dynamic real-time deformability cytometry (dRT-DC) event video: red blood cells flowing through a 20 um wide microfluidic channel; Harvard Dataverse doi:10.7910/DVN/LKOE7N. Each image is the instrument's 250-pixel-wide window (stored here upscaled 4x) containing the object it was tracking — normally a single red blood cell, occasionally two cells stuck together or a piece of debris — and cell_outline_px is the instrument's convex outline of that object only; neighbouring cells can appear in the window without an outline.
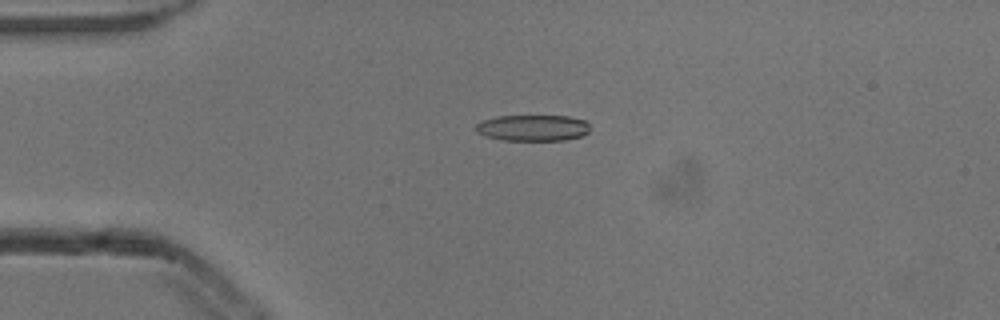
{"species": "common noctule bat (a hibernating species)", "species_latin": "Nyctalus noctula", "temperature_condition": "cold", "stored_images_in_passage": 2, "camera_frame_rate_fps": 3000, "um_per_image_px": 0.085, "animal": {"sex": "male", "body_mass_g": 13.3}, "frame": {"image": 1, "passage_image": 1, "time_ms": 0.0, "image_size_px": [1000, 320], "cell_outline_px": [[588, 132], [580, 136], [564, 140], [500, 140], [484, 136], [476, 132], [476, 124], [484, 120], [496, 116], [568, 116], [584, 120], [588, 124]], "centroid_in_image_um": [45.25, 10.87], "position_along_channel_um": 39.8, "area_um2": 17.34}}
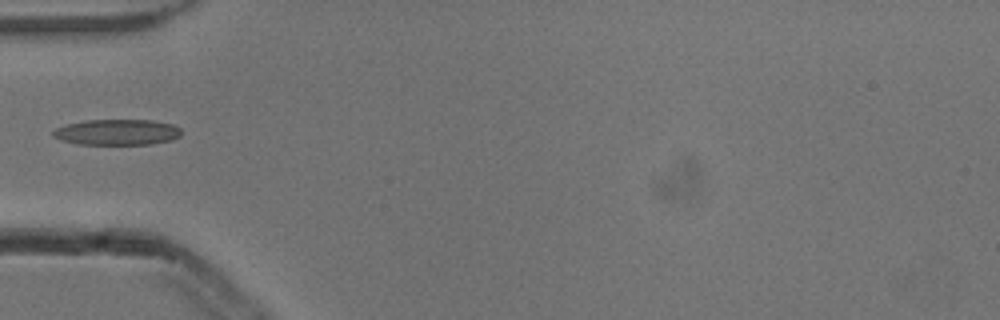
{"frame": {"image": 2, "passage_image": 2, "time_ms": 0.333, "image_size_px": [1000, 320], "cell_outline_px": [[180, 136], [172, 140], [152, 144], [76, 144], [60, 140], [52, 136], [52, 132], [56, 128], [68, 124], [84, 120], [152, 120], [172, 124], [180, 128]], "centroid_in_image_um": [9.94, 11.24], "position_along_channel_um": 75.1, "area_um2": 19.31}}